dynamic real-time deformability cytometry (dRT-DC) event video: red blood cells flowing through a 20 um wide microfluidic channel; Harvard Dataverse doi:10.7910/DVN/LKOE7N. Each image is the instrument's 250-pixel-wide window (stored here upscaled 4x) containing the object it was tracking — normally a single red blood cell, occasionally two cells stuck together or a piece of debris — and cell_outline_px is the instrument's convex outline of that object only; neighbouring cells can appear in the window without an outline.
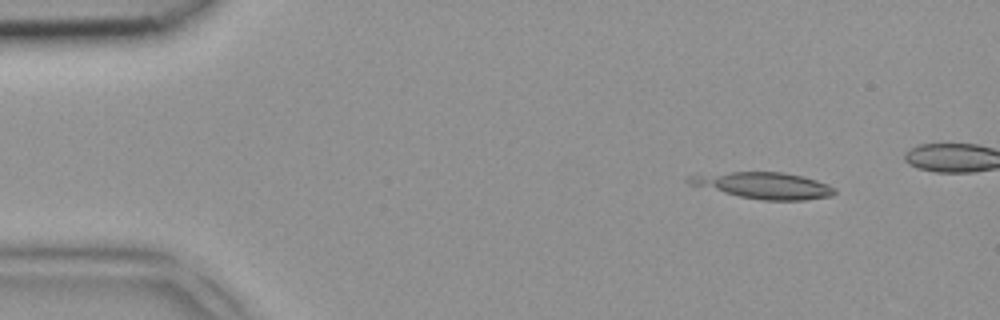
{"species": "common noctule bat (a hibernating species)", "species_latin": "Nyctalus noctula", "temperature_condition": "room temperature", "stored_images_in_passage": 4, "camera_frame_rate_fps": 3000, "um_per_image_px": 0.085, "animal": {"sex": "female", "body_mass_g": 18.4}, "frame": {"image": 1, "passage_image": 1, "time_ms": 0.0, "image_size_px": [1000, 320], "cell_outline_px": [[836, 192], [832, 196], [804, 200], [764, 200], [740, 196], [688, 184], [684, 180], [684, 176], [732, 172], [784, 172], [804, 176], [828, 184], [836, 188]], "centroid_in_image_um": [64.94, 15.76], "position_along_channel_um": 20.1, "area_um2": 22.37}}